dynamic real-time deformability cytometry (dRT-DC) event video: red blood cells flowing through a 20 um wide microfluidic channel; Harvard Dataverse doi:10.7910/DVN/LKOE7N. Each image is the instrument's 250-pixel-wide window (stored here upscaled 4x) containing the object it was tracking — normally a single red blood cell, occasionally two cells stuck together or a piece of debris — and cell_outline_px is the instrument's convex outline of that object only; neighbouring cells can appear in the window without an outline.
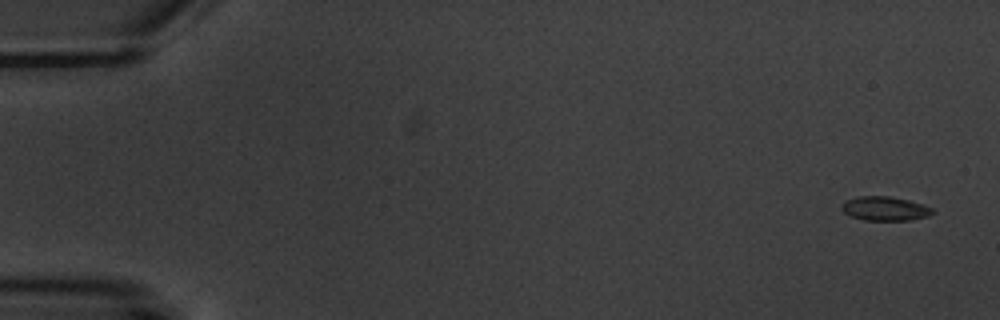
{"species": "common noctule bat (a hibernating species)", "species_latin": "Nyctalus noctula", "temperature_condition": "warm", "stored_images_in_passage": 8, "camera_frame_rate_fps": 3000, "um_per_image_px": 0.085, "animal": {"sex": "male", "body_mass_g": 20.1, "forearm_length_mm": 53.5}, "frame": {"image": 1, "passage_image": 1, "time_ms": 0.0, "image_size_px": [1000, 320], "cell_outline_px": [[936, 212], [928, 216], [912, 220], [864, 220], [852, 216], [844, 212], [840, 208], [844, 200], [860, 196], [888, 196], [908, 200], [932, 208]], "centroid_in_image_um": [75.21, 17.73], "position_along_channel_um": 9.8, "area_um2": 12.72}}
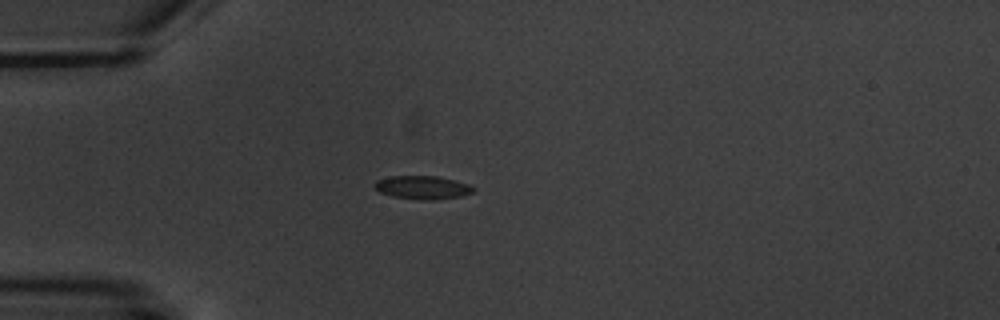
{"frame": {"image": 2, "passage_image": 5, "time_ms": 4.667, "image_size_px": [1000, 320], "cell_outline_px": [[476, 188], [472, 192], [460, 196], [436, 200], [420, 200], [392, 196], [380, 192], [372, 184], [376, 180], [392, 176], [436, 176], [468, 184]], "centroid_in_image_um": [35.89, 15.94], "position_along_channel_um": 49.1, "area_um2": 13.35}}